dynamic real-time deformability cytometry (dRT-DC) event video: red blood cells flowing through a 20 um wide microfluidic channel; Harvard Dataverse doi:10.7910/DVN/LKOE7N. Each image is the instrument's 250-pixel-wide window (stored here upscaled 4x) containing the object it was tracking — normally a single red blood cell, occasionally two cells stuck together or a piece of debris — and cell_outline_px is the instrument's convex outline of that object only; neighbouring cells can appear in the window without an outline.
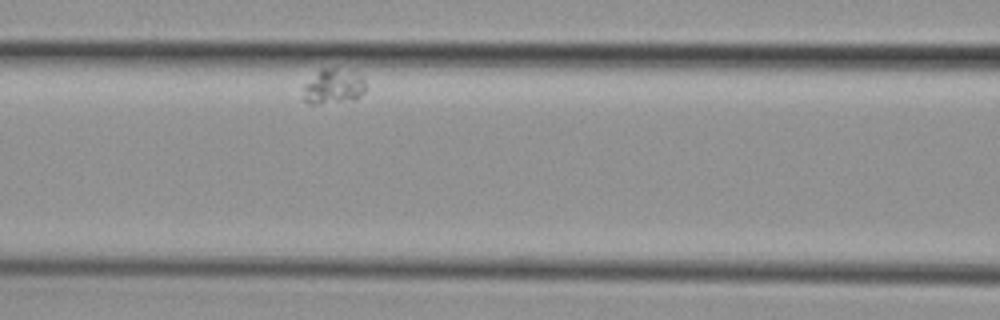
{"species": "common noctule bat (a hibernating species)", "species_latin": "Nyctalus noctula", "temperature_condition": "cold", "stored_images_in_passage": 3, "camera_frame_rate_fps": 3000, "um_per_image_px": 0.085, "animal": {"sex": "female", "body_mass_g": 29.2, "forearm_length_mm": 56.3}, "frame": {"image": 1, "passage_image": 3, "time_ms": 2.333, "image_size_px": [1000, 320], "cell_outline_px": [[368, 88], [356, 100], [316, 104], [308, 104], [304, 100], [304, 84], [320, 68], [356, 68], [364, 76]], "centroid_in_image_um": [28.44, 7.3], "position_along_channel_um": 138.2, "area_um2": 13.58}}